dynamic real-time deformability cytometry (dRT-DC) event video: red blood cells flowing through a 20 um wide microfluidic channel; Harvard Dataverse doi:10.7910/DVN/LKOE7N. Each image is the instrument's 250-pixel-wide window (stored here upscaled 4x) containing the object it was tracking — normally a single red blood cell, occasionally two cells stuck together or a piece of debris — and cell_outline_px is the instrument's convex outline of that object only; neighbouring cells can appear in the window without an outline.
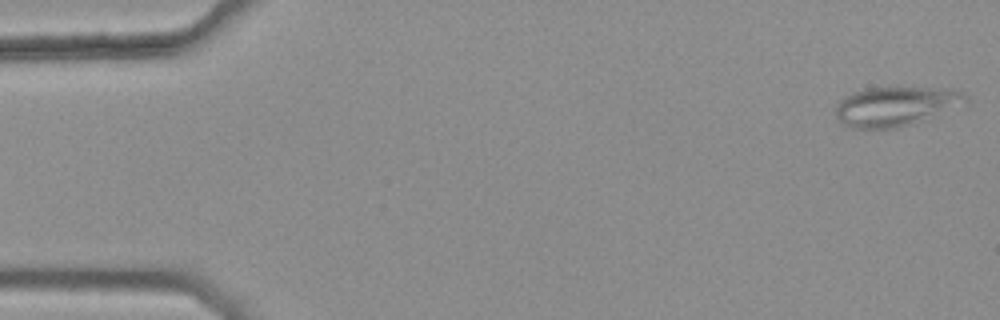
{"species": "common noctule bat (a hibernating species)", "species_latin": "Nyctalus noctula", "temperature_condition": "warm", "stored_images_in_passage": 48, "camera_frame_rate_fps": 3000, "um_per_image_px": 0.085, "animal": {"sex": "female", "body_mass_g": 25.1}, "frame": {"image": 1, "passage_image": 1, "time_ms": 0.0, "image_size_px": [1000, 320], "cell_outline_px": [[968, 108], [912, 124], [896, 128], [852, 128], [840, 124], [836, 120], [836, 104], [844, 96], [852, 92], [864, 88], [888, 84], [892, 84], [952, 88], [964, 92], [968, 96]], "centroid_in_image_um": [76.29, 8.98], "position_along_channel_um": 8.7, "area_um2": 32.48}}
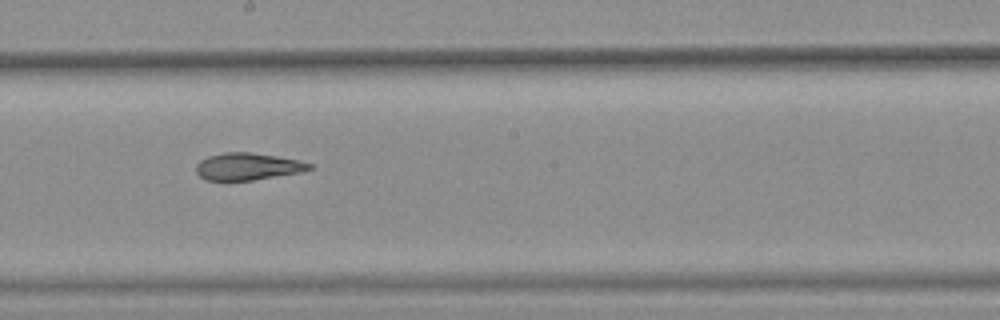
{"frame": {"image": 2, "passage_image": 29, "time_ms": 9.333, "image_size_px": [1000, 320], "cell_outline_px": [[312, 168], [300, 172], [252, 180], [204, 180], [196, 172], [196, 164], [200, 160], [208, 156], [224, 152], [248, 152], [276, 156], [300, 160], [312, 164]], "centroid_in_image_um": [21.02, 14.15], "position_along_channel_um": 227.2, "area_um2": 17.8}}
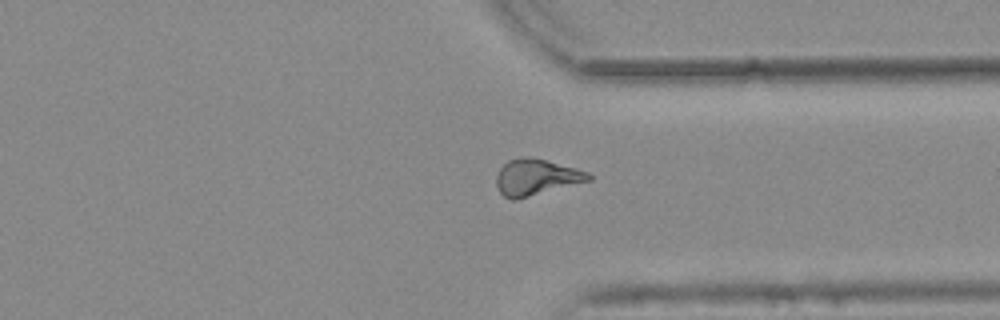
{"frame": {"image": 3, "passage_image": 40, "time_ms": 13.0, "image_size_px": [1000, 320], "cell_outline_px": [[592, 180], [516, 200], [512, 200], [504, 196], [500, 192], [496, 184], [496, 176], [500, 168], [508, 160], [520, 156], [548, 160], [576, 168], [588, 172], [592, 176]], "centroid_in_image_um": [45.58, 15.06], "position_along_channel_um": 365.8, "area_um2": 19.54}, "authors_computed_cell_mechanics": {"area_um2": 19.3341, "velocity_mm_per_s": 3.7801, "shape_relaxation_time_tau1_ms": null, "shape_relaxation_time_tau2_ms": 4.8058, "deformation_change_tau1": null, "deformation_change_tau2": 0.1285}}